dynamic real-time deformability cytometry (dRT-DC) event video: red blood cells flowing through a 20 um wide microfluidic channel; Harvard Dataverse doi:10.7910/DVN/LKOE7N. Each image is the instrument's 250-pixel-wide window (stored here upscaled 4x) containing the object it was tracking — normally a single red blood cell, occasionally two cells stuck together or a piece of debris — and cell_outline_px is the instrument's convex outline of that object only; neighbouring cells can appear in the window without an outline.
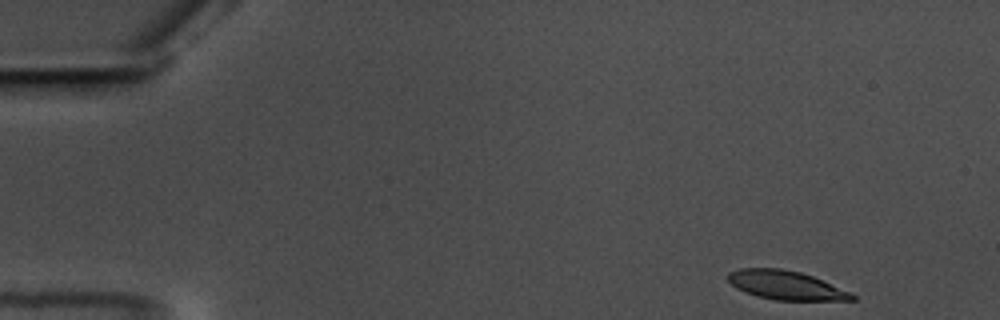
{"species": "common noctule bat (a hibernating species)", "species_latin": "Nyctalus noctula", "temperature_condition": "warm", "stored_images_in_passage": 53, "camera_frame_rate_fps": 3000, "um_per_image_px": 0.085, "animal": {"sex": "male", "body_mass_g": 17.5, "forearm_length_mm": 52.3}, "frame": {"image": 1, "passage_image": 1, "time_ms": 0.0, "image_size_px": [1000, 320], "cell_outline_px": [[856, 300], [776, 300], [760, 296], [736, 288], [728, 280], [728, 272], [740, 268], [780, 268], [800, 272], [812, 276], [848, 292], [856, 296]], "centroid_in_image_um": [66.77, 24.23], "position_along_channel_um": 18.2, "area_um2": 20.4}}
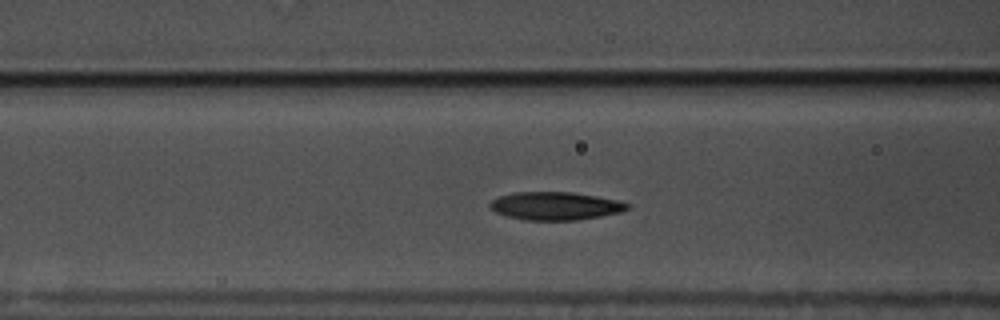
{"frame": {"image": 2, "passage_image": 19, "time_ms": 6.0, "image_size_px": [1000, 320], "cell_outline_px": [[632, 208], [620, 212], [580, 220], [524, 220], [508, 216], [496, 212], [488, 204], [492, 200], [500, 196], [516, 192], [572, 192], [596, 196], [616, 200], [632, 204]], "centroid_in_image_um": [47.25, 17.5], "position_along_channel_um": 119.4, "area_um2": 22.43}}
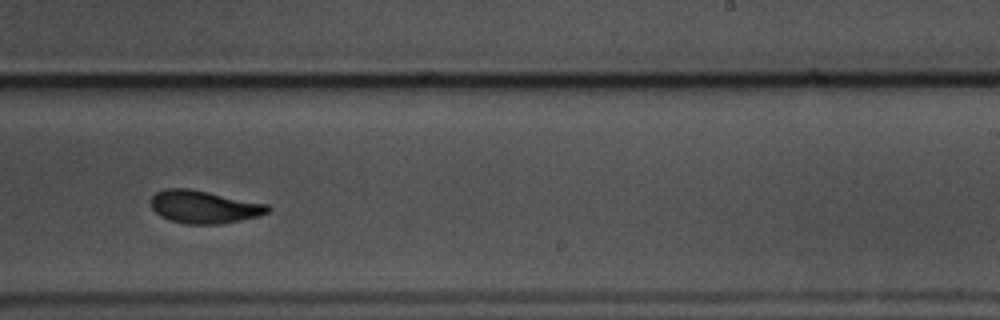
{"frame": {"image": 3, "passage_image": 32, "time_ms": 10.333, "image_size_px": [1000, 320], "cell_outline_px": [[272, 208], [268, 212], [256, 216], [240, 220], [220, 224], [184, 224], [168, 220], [160, 216], [152, 208], [152, 196], [156, 192], [164, 188], [188, 188], [268, 204]], "centroid_in_image_um": [17.32, 17.59], "position_along_channel_um": 271.7, "area_um2": 22.25}, "authors_computed_cell_mechanics": {"area_um2": 22.4264, "velocity_mm_per_s": 3.5257, "shape_relaxation_time_tau1_ms": 3.7745, "shape_relaxation_time_tau2_ms": 1.7954, "deformation_change_tau1": 0.1462, "deformation_change_tau2": 0.0798}}